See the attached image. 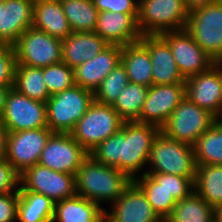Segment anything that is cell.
I'll use <instances>...</instances> for the list:
<instances>
[{
  "instance_id": "1",
  "label": "cell",
  "mask_w": 222,
  "mask_h": 222,
  "mask_svg": "<svg viewBox=\"0 0 222 222\" xmlns=\"http://www.w3.org/2000/svg\"><path fill=\"white\" fill-rule=\"evenodd\" d=\"M160 129L136 121L124 122L122 128L102 141L89 154L99 163L124 172L131 180L149 162L151 147Z\"/></svg>"
},
{
  "instance_id": "2",
  "label": "cell",
  "mask_w": 222,
  "mask_h": 222,
  "mask_svg": "<svg viewBox=\"0 0 222 222\" xmlns=\"http://www.w3.org/2000/svg\"><path fill=\"white\" fill-rule=\"evenodd\" d=\"M124 172L97 162L90 154L75 173L76 195L94 201L113 204L132 182Z\"/></svg>"
},
{
  "instance_id": "3",
  "label": "cell",
  "mask_w": 222,
  "mask_h": 222,
  "mask_svg": "<svg viewBox=\"0 0 222 222\" xmlns=\"http://www.w3.org/2000/svg\"><path fill=\"white\" fill-rule=\"evenodd\" d=\"M148 164L150 170L143 173L174 174L195 177L197 165L193 146L167 137L163 132L153 140ZM152 166V167H151Z\"/></svg>"
},
{
  "instance_id": "4",
  "label": "cell",
  "mask_w": 222,
  "mask_h": 222,
  "mask_svg": "<svg viewBox=\"0 0 222 222\" xmlns=\"http://www.w3.org/2000/svg\"><path fill=\"white\" fill-rule=\"evenodd\" d=\"M93 102V92L76 84L51 95L46 101L48 128L53 133L70 134Z\"/></svg>"
},
{
  "instance_id": "5",
  "label": "cell",
  "mask_w": 222,
  "mask_h": 222,
  "mask_svg": "<svg viewBox=\"0 0 222 222\" xmlns=\"http://www.w3.org/2000/svg\"><path fill=\"white\" fill-rule=\"evenodd\" d=\"M188 17L184 0H139L137 25L142 35L185 29Z\"/></svg>"
},
{
  "instance_id": "6",
  "label": "cell",
  "mask_w": 222,
  "mask_h": 222,
  "mask_svg": "<svg viewBox=\"0 0 222 222\" xmlns=\"http://www.w3.org/2000/svg\"><path fill=\"white\" fill-rule=\"evenodd\" d=\"M124 122L113 106L94 101L70 134L90 153L102 141L119 131Z\"/></svg>"
},
{
  "instance_id": "7",
  "label": "cell",
  "mask_w": 222,
  "mask_h": 222,
  "mask_svg": "<svg viewBox=\"0 0 222 222\" xmlns=\"http://www.w3.org/2000/svg\"><path fill=\"white\" fill-rule=\"evenodd\" d=\"M185 29L215 63L221 60L222 0L189 12Z\"/></svg>"
},
{
  "instance_id": "8",
  "label": "cell",
  "mask_w": 222,
  "mask_h": 222,
  "mask_svg": "<svg viewBox=\"0 0 222 222\" xmlns=\"http://www.w3.org/2000/svg\"><path fill=\"white\" fill-rule=\"evenodd\" d=\"M215 123V116L185 97L160 129L167 137L194 145Z\"/></svg>"
},
{
  "instance_id": "9",
  "label": "cell",
  "mask_w": 222,
  "mask_h": 222,
  "mask_svg": "<svg viewBox=\"0 0 222 222\" xmlns=\"http://www.w3.org/2000/svg\"><path fill=\"white\" fill-rule=\"evenodd\" d=\"M13 47L16 64L45 68L62 62V40L33 27L24 31Z\"/></svg>"
},
{
  "instance_id": "10",
  "label": "cell",
  "mask_w": 222,
  "mask_h": 222,
  "mask_svg": "<svg viewBox=\"0 0 222 222\" xmlns=\"http://www.w3.org/2000/svg\"><path fill=\"white\" fill-rule=\"evenodd\" d=\"M19 191H32L58 202L76 195L75 175L36 164L20 174Z\"/></svg>"
},
{
  "instance_id": "11",
  "label": "cell",
  "mask_w": 222,
  "mask_h": 222,
  "mask_svg": "<svg viewBox=\"0 0 222 222\" xmlns=\"http://www.w3.org/2000/svg\"><path fill=\"white\" fill-rule=\"evenodd\" d=\"M1 120L8 132L48 128L46 103L30 99L12 87Z\"/></svg>"
},
{
  "instance_id": "12",
  "label": "cell",
  "mask_w": 222,
  "mask_h": 222,
  "mask_svg": "<svg viewBox=\"0 0 222 222\" xmlns=\"http://www.w3.org/2000/svg\"><path fill=\"white\" fill-rule=\"evenodd\" d=\"M89 153L68 133H52L38 164L51 170L75 175Z\"/></svg>"
},
{
  "instance_id": "13",
  "label": "cell",
  "mask_w": 222,
  "mask_h": 222,
  "mask_svg": "<svg viewBox=\"0 0 222 222\" xmlns=\"http://www.w3.org/2000/svg\"><path fill=\"white\" fill-rule=\"evenodd\" d=\"M160 36L169 44L178 69L185 79L206 72L216 64L186 29L164 32Z\"/></svg>"
},
{
  "instance_id": "14",
  "label": "cell",
  "mask_w": 222,
  "mask_h": 222,
  "mask_svg": "<svg viewBox=\"0 0 222 222\" xmlns=\"http://www.w3.org/2000/svg\"><path fill=\"white\" fill-rule=\"evenodd\" d=\"M49 128L9 132L6 160L22 174L27 168L38 164L49 136Z\"/></svg>"
},
{
  "instance_id": "15",
  "label": "cell",
  "mask_w": 222,
  "mask_h": 222,
  "mask_svg": "<svg viewBox=\"0 0 222 222\" xmlns=\"http://www.w3.org/2000/svg\"><path fill=\"white\" fill-rule=\"evenodd\" d=\"M185 98V83L151 85L139 116V123L161 129Z\"/></svg>"
},
{
  "instance_id": "16",
  "label": "cell",
  "mask_w": 222,
  "mask_h": 222,
  "mask_svg": "<svg viewBox=\"0 0 222 222\" xmlns=\"http://www.w3.org/2000/svg\"><path fill=\"white\" fill-rule=\"evenodd\" d=\"M104 211L105 222H164L153 210L146 194L132 181L122 195Z\"/></svg>"
},
{
  "instance_id": "17",
  "label": "cell",
  "mask_w": 222,
  "mask_h": 222,
  "mask_svg": "<svg viewBox=\"0 0 222 222\" xmlns=\"http://www.w3.org/2000/svg\"><path fill=\"white\" fill-rule=\"evenodd\" d=\"M185 97L216 117L222 109V66L216 63L206 72L188 77Z\"/></svg>"
},
{
  "instance_id": "18",
  "label": "cell",
  "mask_w": 222,
  "mask_h": 222,
  "mask_svg": "<svg viewBox=\"0 0 222 222\" xmlns=\"http://www.w3.org/2000/svg\"><path fill=\"white\" fill-rule=\"evenodd\" d=\"M137 18L138 13L99 12L94 31L109 45L135 43L142 37Z\"/></svg>"
},
{
  "instance_id": "19",
  "label": "cell",
  "mask_w": 222,
  "mask_h": 222,
  "mask_svg": "<svg viewBox=\"0 0 222 222\" xmlns=\"http://www.w3.org/2000/svg\"><path fill=\"white\" fill-rule=\"evenodd\" d=\"M139 41L149 51L153 85L185 83L169 44L160 35H142Z\"/></svg>"
},
{
  "instance_id": "20",
  "label": "cell",
  "mask_w": 222,
  "mask_h": 222,
  "mask_svg": "<svg viewBox=\"0 0 222 222\" xmlns=\"http://www.w3.org/2000/svg\"><path fill=\"white\" fill-rule=\"evenodd\" d=\"M121 62V46L109 45L92 59L74 69L75 84L94 92Z\"/></svg>"
},
{
  "instance_id": "21",
  "label": "cell",
  "mask_w": 222,
  "mask_h": 222,
  "mask_svg": "<svg viewBox=\"0 0 222 222\" xmlns=\"http://www.w3.org/2000/svg\"><path fill=\"white\" fill-rule=\"evenodd\" d=\"M33 0H5L0 13V43L14 45L33 24Z\"/></svg>"
},
{
  "instance_id": "22",
  "label": "cell",
  "mask_w": 222,
  "mask_h": 222,
  "mask_svg": "<svg viewBox=\"0 0 222 222\" xmlns=\"http://www.w3.org/2000/svg\"><path fill=\"white\" fill-rule=\"evenodd\" d=\"M108 46L95 31L72 32L62 40V62L75 69Z\"/></svg>"
},
{
  "instance_id": "23",
  "label": "cell",
  "mask_w": 222,
  "mask_h": 222,
  "mask_svg": "<svg viewBox=\"0 0 222 222\" xmlns=\"http://www.w3.org/2000/svg\"><path fill=\"white\" fill-rule=\"evenodd\" d=\"M104 211L94 201L75 195L55 202L52 222H105Z\"/></svg>"
},
{
  "instance_id": "24",
  "label": "cell",
  "mask_w": 222,
  "mask_h": 222,
  "mask_svg": "<svg viewBox=\"0 0 222 222\" xmlns=\"http://www.w3.org/2000/svg\"><path fill=\"white\" fill-rule=\"evenodd\" d=\"M32 27L60 40L72 33L61 2H34Z\"/></svg>"
},
{
  "instance_id": "25",
  "label": "cell",
  "mask_w": 222,
  "mask_h": 222,
  "mask_svg": "<svg viewBox=\"0 0 222 222\" xmlns=\"http://www.w3.org/2000/svg\"><path fill=\"white\" fill-rule=\"evenodd\" d=\"M121 63L125 67L129 82L148 88L153 85L149 51L140 41L121 46Z\"/></svg>"
},
{
  "instance_id": "26",
  "label": "cell",
  "mask_w": 222,
  "mask_h": 222,
  "mask_svg": "<svg viewBox=\"0 0 222 222\" xmlns=\"http://www.w3.org/2000/svg\"><path fill=\"white\" fill-rule=\"evenodd\" d=\"M55 202L32 191H19L17 222H52Z\"/></svg>"
},
{
  "instance_id": "27",
  "label": "cell",
  "mask_w": 222,
  "mask_h": 222,
  "mask_svg": "<svg viewBox=\"0 0 222 222\" xmlns=\"http://www.w3.org/2000/svg\"><path fill=\"white\" fill-rule=\"evenodd\" d=\"M194 191L214 209L222 206V165H197Z\"/></svg>"
},
{
  "instance_id": "28",
  "label": "cell",
  "mask_w": 222,
  "mask_h": 222,
  "mask_svg": "<svg viewBox=\"0 0 222 222\" xmlns=\"http://www.w3.org/2000/svg\"><path fill=\"white\" fill-rule=\"evenodd\" d=\"M164 222H215V209L193 191L176 203Z\"/></svg>"
},
{
  "instance_id": "29",
  "label": "cell",
  "mask_w": 222,
  "mask_h": 222,
  "mask_svg": "<svg viewBox=\"0 0 222 222\" xmlns=\"http://www.w3.org/2000/svg\"><path fill=\"white\" fill-rule=\"evenodd\" d=\"M13 88L30 99L44 103L50 98L42 68L16 64Z\"/></svg>"
},
{
  "instance_id": "30",
  "label": "cell",
  "mask_w": 222,
  "mask_h": 222,
  "mask_svg": "<svg viewBox=\"0 0 222 222\" xmlns=\"http://www.w3.org/2000/svg\"><path fill=\"white\" fill-rule=\"evenodd\" d=\"M61 6L72 32L95 30L99 11L93 0H62Z\"/></svg>"
},
{
  "instance_id": "31",
  "label": "cell",
  "mask_w": 222,
  "mask_h": 222,
  "mask_svg": "<svg viewBox=\"0 0 222 222\" xmlns=\"http://www.w3.org/2000/svg\"><path fill=\"white\" fill-rule=\"evenodd\" d=\"M196 165H222V127L216 122L193 145Z\"/></svg>"
},
{
  "instance_id": "32",
  "label": "cell",
  "mask_w": 222,
  "mask_h": 222,
  "mask_svg": "<svg viewBox=\"0 0 222 222\" xmlns=\"http://www.w3.org/2000/svg\"><path fill=\"white\" fill-rule=\"evenodd\" d=\"M146 194L148 202L157 215L165 221L177 201L168 190L157 183L149 174L143 173L133 180Z\"/></svg>"
},
{
  "instance_id": "33",
  "label": "cell",
  "mask_w": 222,
  "mask_h": 222,
  "mask_svg": "<svg viewBox=\"0 0 222 222\" xmlns=\"http://www.w3.org/2000/svg\"><path fill=\"white\" fill-rule=\"evenodd\" d=\"M148 87L129 82L113 105L125 122H139V116L147 98Z\"/></svg>"
},
{
  "instance_id": "34",
  "label": "cell",
  "mask_w": 222,
  "mask_h": 222,
  "mask_svg": "<svg viewBox=\"0 0 222 222\" xmlns=\"http://www.w3.org/2000/svg\"><path fill=\"white\" fill-rule=\"evenodd\" d=\"M129 83L125 67L120 62L93 92L94 101L113 106L124 87Z\"/></svg>"
},
{
  "instance_id": "35",
  "label": "cell",
  "mask_w": 222,
  "mask_h": 222,
  "mask_svg": "<svg viewBox=\"0 0 222 222\" xmlns=\"http://www.w3.org/2000/svg\"><path fill=\"white\" fill-rule=\"evenodd\" d=\"M42 70L44 82L50 96L75 85L74 69L64 62L51 64L42 68Z\"/></svg>"
},
{
  "instance_id": "36",
  "label": "cell",
  "mask_w": 222,
  "mask_h": 222,
  "mask_svg": "<svg viewBox=\"0 0 222 222\" xmlns=\"http://www.w3.org/2000/svg\"><path fill=\"white\" fill-rule=\"evenodd\" d=\"M162 187L171 193L178 202L194 191L195 177H183L174 174L147 173Z\"/></svg>"
},
{
  "instance_id": "37",
  "label": "cell",
  "mask_w": 222,
  "mask_h": 222,
  "mask_svg": "<svg viewBox=\"0 0 222 222\" xmlns=\"http://www.w3.org/2000/svg\"><path fill=\"white\" fill-rule=\"evenodd\" d=\"M16 63L14 47L0 43V87L14 85Z\"/></svg>"
},
{
  "instance_id": "38",
  "label": "cell",
  "mask_w": 222,
  "mask_h": 222,
  "mask_svg": "<svg viewBox=\"0 0 222 222\" xmlns=\"http://www.w3.org/2000/svg\"><path fill=\"white\" fill-rule=\"evenodd\" d=\"M20 174L6 160L0 159V195L19 192Z\"/></svg>"
},
{
  "instance_id": "39",
  "label": "cell",
  "mask_w": 222,
  "mask_h": 222,
  "mask_svg": "<svg viewBox=\"0 0 222 222\" xmlns=\"http://www.w3.org/2000/svg\"><path fill=\"white\" fill-rule=\"evenodd\" d=\"M99 12L138 13L139 0H93Z\"/></svg>"
},
{
  "instance_id": "40",
  "label": "cell",
  "mask_w": 222,
  "mask_h": 222,
  "mask_svg": "<svg viewBox=\"0 0 222 222\" xmlns=\"http://www.w3.org/2000/svg\"><path fill=\"white\" fill-rule=\"evenodd\" d=\"M19 192L0 195V222H17Z\"/></svg>"
},
{
  "instance_id": "41",
  "label": "cell",
  "mask_w": 222,
  "mask_h": 222,
  "mask_svg": "<svg viewBox=\"0 0 222 222\" xmlns=\"http://www.w3.org/2000/svg\"><path fill=\"white\" fill-rule=\"evenodd\" d=\"M9 132L0 119V159L6 157Z\"/></svg>"
},
{
  "instance_id": "42",
  "label": "cell",
  "mask_w": 222,
  "mask_h": 222,
  "mask_svg": "<svg viewBox=\"0 0 222 222\" xmlns=\"http://www.w3.org/2000/svg\"><path fill=\"white\" fill-rule=\"evenodd\" d=\"M216 0H184L185 6L189 12L193 11L196 8H200L206 5H209Z\"/></svg>"
},
{
  "instance_id": "43",
  "label": "cell",
  "mask_w": 222,
  "mask_h": 222,
  "mask_svg": "<svg viewBox=\"0 0 222 222\" xmlns=\"http://www.w3.org/2000/svg\"><path fill=\"white\" fill-rule=\"evenodd\" d=\"M12 87L13 86L0 87V119L4 112L7 95Z\"/></svg>"
},
{
  "instance_id": "44",
  "label": "cell",
  "mask_w": 222,
  "mask_h": 222,
  "mask_svg": "<svg viewBox=\"0 0 222 222\" xmlns=\"http://www.w3.org/2000/svg\"><path fill=\"white\" fill-rule=\"evenodd\" d=\"M215 222H222V206L215 208Z\"/></svg>"
},
{
  "instance_id": "45",
  "label": "cell",
  "mask_w": 222,
  "mask_h": 222,
  "mask_svg": "<svg viewBox=\"0 0 222 222\" xmlns=\"http://www.w3.org/2000/svg\"><path fill=\"white\" fill-rule=\"evenodd\" d=\"M215 122L222 127V109L218 113V115L215 117Z\"/></svg>"
},
{
  "instance_id": "46",
  "label": "cell",
  "mask_w": 222,
  "mask_h": 222,
  "mask_svg": "<svg viewBox=\"0 0 222 222\" xmlns=\"http://www.w3.org/2000/svg\"><path fill=\"white\" fill-rule=\"evenodd\" d=\"M4 5H5V0H0V13L4 8Z\"/></svg>"
},
{
  "instance_id": "47",
  "label": "cell",
  "mask_w": 222,
  "mask_h": 222,
  "mask_svg": "<svg viewBox=\"0 0 222 222\" xmlns=\"http://www.w3.org/2000/svg\"><path fill=\"white\" fill-rule=\"evenodd\" d=\"M34 2H46V1H56L61 2L62 0H33Z\"/></svg>"
},
{
  "instance_id": "48",
  "label": "cell",
  "mask_w": 222,
  "mask_h": 222,
  "mask_svg": "<svg viewBox=\"0 0 222 222\" xmlns=\"http://www.w3.org/2000/svg\"><path fill=\"white\" fill-rule=\"evenodd\" d=\"M218 64L222 66V58H221V60L218 62Z\"/></svg>"
}]
</instances>
